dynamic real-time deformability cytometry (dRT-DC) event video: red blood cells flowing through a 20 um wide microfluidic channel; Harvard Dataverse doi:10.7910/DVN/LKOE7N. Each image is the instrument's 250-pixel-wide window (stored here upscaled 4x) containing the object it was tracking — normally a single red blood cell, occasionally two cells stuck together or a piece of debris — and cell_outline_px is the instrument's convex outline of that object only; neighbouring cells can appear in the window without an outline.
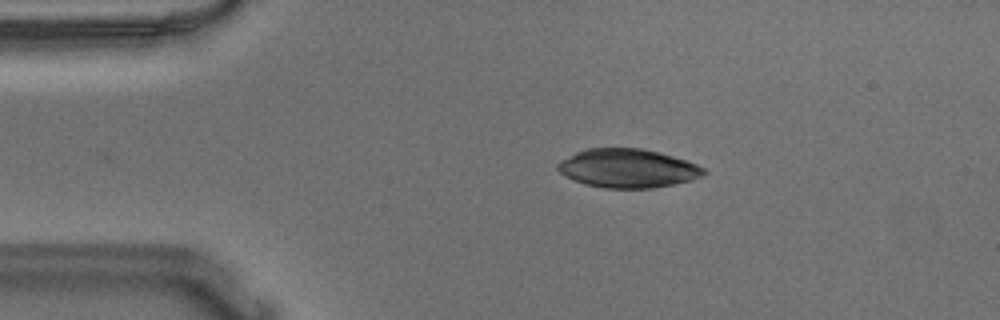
{"species": "Egyptian fruit bat (a non-hibernating species)", "species_latin": "Rousettus aegyptiacus", "temperature_condition": "warm", "stored_images_in_passage": 37, "camera_frame_rate_fps": 3000, "um_per_image_px": 0.085, "animal": {"sex": "male"}, "frame": {"image": 1, "passage_image": 2, "time_ms": 0.333, "image_size_px": [1000, 320], "cell_outline_px": [[708, 172], [704, 176], [692, 180], [652, 188], [604, 188], [584, 184], [564, 176], [556, 168], [556, 164], [560, 160], [576, 152], [588, 148], [644, 148], [660, 152], [696, 164], [704, 168]], "centroid_in_image_um": [53.34, 14.3], "position_along_channel_um": 31.7, "area_um2": 33.12}}
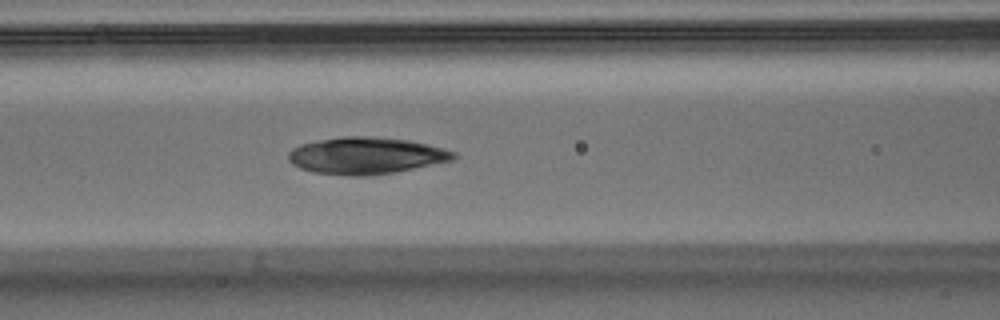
{"frame": {"image": 2, "passage_image": 14, "time_ms": 4.333, "image_size_px": [1000, 320], "cell_outline_px": [[456, 156], [452, 160], [392, 172], [364, 176], [348, 176], [312, 172], [300, 168], [292, 164], [288, 160], [288, 152], [292, 148], [300, 144], [320, 140], [344, 136], [372, 136], [408, 140], [428, 144], [444, 148], [456, 152]], "centroid_in_image_um": [31.07, 13.22], "position_along_channel_um": 135.5, "area_um2": 35.32}}
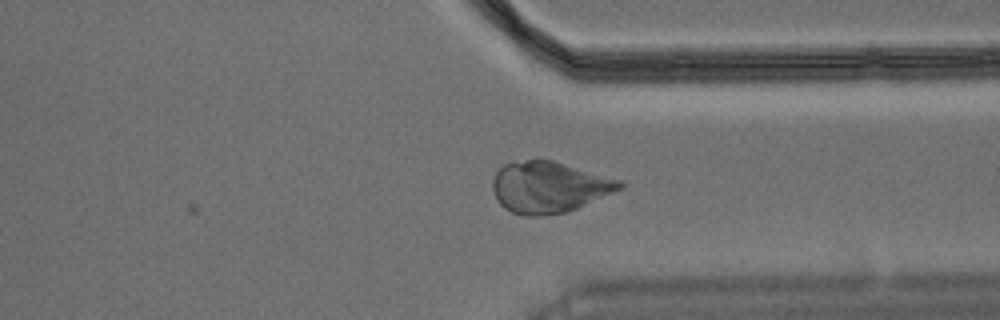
{"frame": {"image": 3, "passage_image": 33, "time_ms": 10.667, "image_size_px": [1000, 320], "cell_outline_px": [[624, 188], [568, 212], [536, 216], [524, 216], [512, 212], [504, 208], [496, 200], [492, 188], [492, 180], [496, 172], [504, 164], [528, 160], [552, 160], [620, 180], [624, 184]], "centroid_in_image_um": [46.65, 15.92], "position_along_channel_um": 364.7, "area_um2": 37.8}}